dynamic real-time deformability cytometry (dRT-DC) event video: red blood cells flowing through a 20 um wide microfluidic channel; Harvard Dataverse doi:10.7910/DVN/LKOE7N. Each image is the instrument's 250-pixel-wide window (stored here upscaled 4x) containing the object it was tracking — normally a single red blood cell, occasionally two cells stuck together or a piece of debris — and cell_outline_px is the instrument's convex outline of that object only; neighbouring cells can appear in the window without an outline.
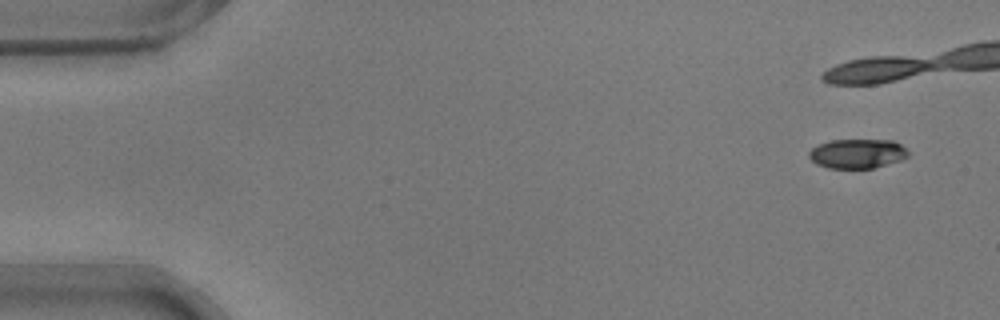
{"species": "common noctule bat (a hibernating species)", "species_latin": "Nyctalus noctula", "temperature_condition": "warm", "stored_images_in_passage": 40, "camera_frame_rate_fps": 3000, "um_per_image_px": 0.085, "animal": {"sex": "male", "body_mass_g": 17.9}, "frame": {"image": 1, "passage_image": 1, "time_ms": 0.0, "image_size_px": [1000, 320], "cell_outline_px": [[908, 156], [900, 160], [872, 168], [828, 168], [816, 164], [808, 156], [808, 152], [812, 148], [820, 144], [832, 140], [892, 140], [900, 144], [908, 152]], "centroid_in_image_um": [72.85, 13.06], "position_along_channel_um": 12.2, "area_um2": 16.82}, "authors_computed_cell_mechanics": {"area_um2": 19.5364, "velocity_mm_per_s": 3.7409, "shape_relaxation_time_tau1_ms": 4.3859, "shape_relaxation_time_tau2_ms": 4.1525, "deformation_change_tau1": 0.1461, "deformation_change_tau2": 0.0997}}